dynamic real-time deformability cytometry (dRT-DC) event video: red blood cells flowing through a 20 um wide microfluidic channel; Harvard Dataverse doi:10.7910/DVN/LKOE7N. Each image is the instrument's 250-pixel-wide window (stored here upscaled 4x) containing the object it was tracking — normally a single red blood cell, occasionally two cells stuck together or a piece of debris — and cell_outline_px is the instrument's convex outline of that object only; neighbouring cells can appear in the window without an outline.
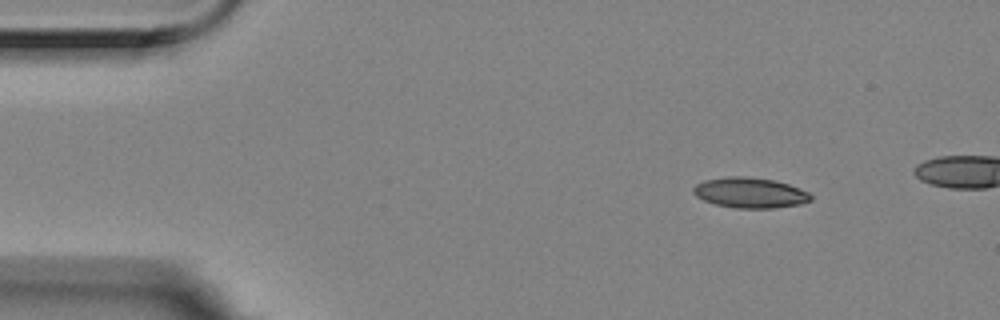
{"species": "Egyptian fruit bat (a non-hibernating species)", "species_latin": "Rousettus aegyptiacus", "temperature_condition": "room temperature", "stored_images_in_passage": 3, "camera_frame_rate_fps": 3000, "um_per_image_px": 0.085, "animal": {"sex": "female"}, "frame": {"image": 1, "passage_image": 1, "time_ms": 0.0, "image_size_px": [1000, 320], "cell_outline_px": [[812, 200], [800, 204], [776, 208], [736, 208], [716, 204], [704, 200], [696, 196], [692, 192], [692, 188], [696, 184], [704, 180], [728, 176], [744, 176], [776, 180], [788, 184], [808, 192], [812, 196]], "centroid_in_image_um": [63.74, 16.38], "position_along_channel_um": 21.3, "area_um2": 20.87}}